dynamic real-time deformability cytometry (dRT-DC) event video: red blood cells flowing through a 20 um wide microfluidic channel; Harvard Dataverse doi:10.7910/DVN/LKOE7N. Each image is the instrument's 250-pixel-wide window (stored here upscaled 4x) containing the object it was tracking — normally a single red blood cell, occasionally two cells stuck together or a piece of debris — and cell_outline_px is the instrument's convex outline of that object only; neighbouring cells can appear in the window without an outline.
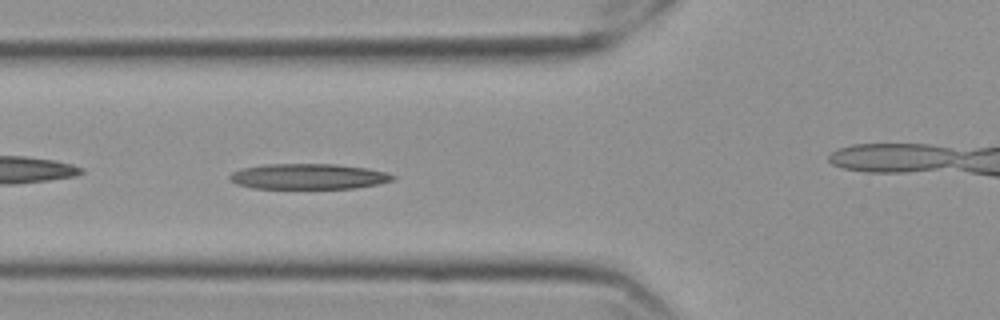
{"species": "Egyptian fruit bat (a non-hibernating species)", "species_latin": "Rousettus aegyptiacus", "temperature_condition": "cold", "stored_images_in_passage": 41, "camera_frame_rate_fps": 3000, "um_per_image_px": 0.085, "frame": {"image": 1, "passage_image": 4, "time_ms": 1.0, "image_size_px": [1000, 320], "cell_outline_px": [[396, 176], [392, 180], [376, 184], [352, 188], [252, 188], [236, 184], [228, 180], [228, 176], [232, 172], [240, 168], [264, 164], [336, 164], [368, 168], [384, 172]], "centroid_in_image_um": [26.13, 14.99], "position_along_channel_um": 99.7, "area_um2": 24.22}}
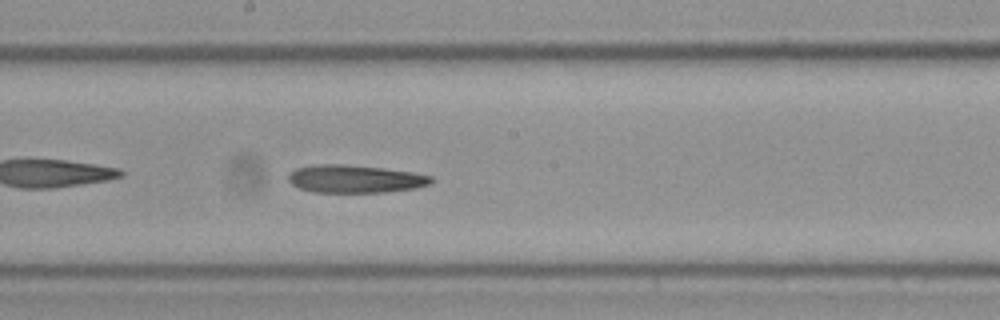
{"frame": {"image": 2, "passage_image": 14, "time_ms": 4.333, "image_size_px": [1000, 320], "cell_outline_px": [[432, 180], [428, 184], [412, 188], [384, 192], [312, 192], [300, 188], [292, 184], [288, 180], [288, 176], [296, 168], [320, 164], [344, 164], [384, 168], [412, 172], [432, 176]], "centroid_in_image_um": [30.15, 15.2], "position_along_channel_um": 218.0, "area_um2": 22.89}}
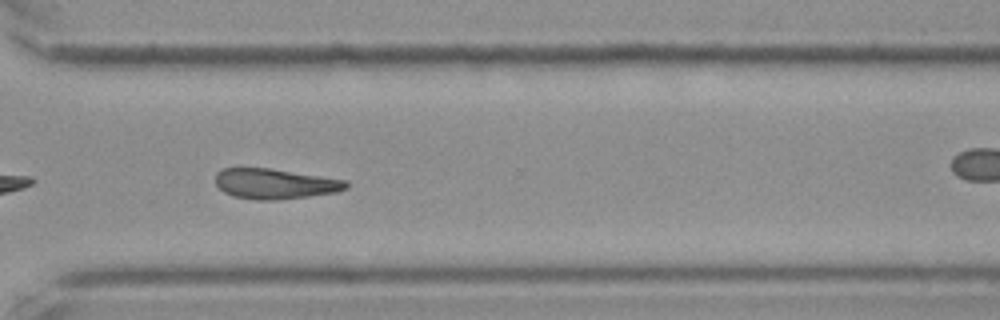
{"frame": {"image": 3, "passage_image": 25, "time_ms": 8.0, "image_size_px": [1000, 320], "cell_outline_px": [[348, 188], [336, 192], [308, 196], [272, 200], [256, 200], [232, 196], [224, 192], [216, 184], [216, 172], [220, 168], [268, 168], [348, 180]], "centroid_in_image_um": [23.36, 15.62], "position_along_channel_um": 347.2, "area_um2": 23.0}, "authors_computed_cell_mechanics": {"area_um2": 23.5824, "velocity_mm_per_s": 3.5302, "shape_relaxation_time_tau1_ms": 5.6359, "shape_relaxation_time_tau2_ms": null, "deformation_change_tau1": 0.1448, "deformation_change_tau2": null}}